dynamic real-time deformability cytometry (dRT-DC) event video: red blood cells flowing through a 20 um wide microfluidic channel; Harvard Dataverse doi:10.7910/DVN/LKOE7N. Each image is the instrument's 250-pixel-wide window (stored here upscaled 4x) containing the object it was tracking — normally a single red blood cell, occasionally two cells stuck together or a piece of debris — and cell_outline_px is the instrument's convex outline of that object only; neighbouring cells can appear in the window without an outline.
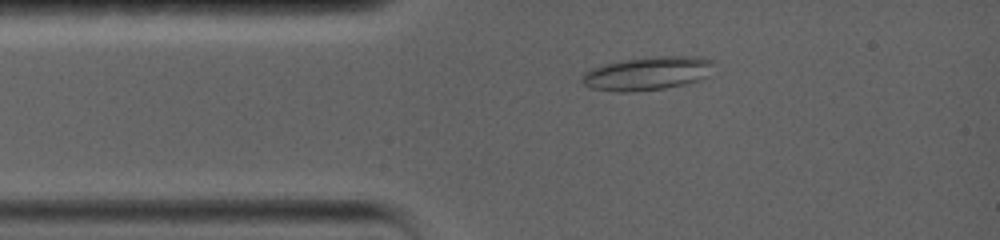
{"species": "common noctule bat (a hibernating species)", "species_latin": "Nyctalus noctula", "temperature_condition": "warm", "stored_images_in_passage": 4, "camera_frame_rate_fps": 5000, "um_per_image_px": 0.085, "animal": {"sex": "female", "body_mass_g": 19.0, "forearm_length_mm": 56.7}, "frame": {"image": 1, "passage_image": 3, "time_ms": 2.2, "image_size_px": [1000, 240], "cell_outline_px": [[716, 64], [708, 76], [700, 80], [684, 84], [664, 88], [632, 92], [620, 92], [588, 88], [580, 80], [580, 76], [588, 68], [620, 60], [656, 56], [700, 56], [712, 60]], "centroid_in_image_um": [55.02, 6.23], "position_along_channel_um": 30.0, "area_um2": 26.24}}